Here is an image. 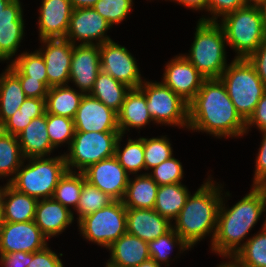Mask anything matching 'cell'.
I'll list each match as a JSON object with an SVG mask.
<instances>
[{
    "label": "cell",
    "mask_w": 266,
    "mask_h": 267,
    "mask_svg": "<svg viewBox=\"0 0 266 267\" xmlns=\"http://www.w3.org/2000/svg\"><path fill=\"white\" fill-rule=\"evenodd\" d=\"M223 199L224 196L211 250L228 259L244 246L242 241L260 220L262 213L266 212V195L260 186H251L250 192L229 209Z\"/></svg>",
    "instance_id": "2"
},
{
    "label": "cell",
    "mask_w": 266,
    "mask_h": 267,
    "mask_svg": "<svg viewBox=\"0 0 266 267\" xmlns=\"http://www.w3.org/2000/svg\"><path fill=\"white\" fill-rule=\"evenodd\" d=\"M24 158L48 157L55 149L47 129V113L32 121L17 135ZM49 154V155H48Z\"/></svg>",
    "instance_id": "24"
},
{
    "label": "cell",
    "mask_w": 266,
    "mask_h": 267,
    "mask_svg": "<svg viewBox=\"0 0 266 267\" xmlns=\"http://www.w3.org/2000/svg\"><path fill=\"white\" fill-rule=\"evenodd\" d=\"M107 267H136L150 259L148 243L128 233L120 236L109 248Z\"/></svg>",
    "instance_id": "23"
},
{
    "label": "cell",
    "mask_w": 266,
    "mask_h": 267,
    "mask_svg": "<svg viewBox=\"0 0 266 267\" xmlns=\"http://www.w3.org/2000/svg\"><path fill=\"white\" fill-rule=\"evenodd\" d=\"M130 89V87L117 81L108 73L100 70L90 95L118 113Z\"/></svg>",
    "instance_id": "30"
},
{
    "label": "cell",
    "mask_w": 266,
    "mask_h": 267,
    "mask_svg": "<svg viewBox=\"0 0 266 267\" xmlns=\"http://www.w3.org/2000/svg\"><path fill=\"white\" fill-rule=\"evenodd\" d=\"M158 188L148 173L129 177L122 203L126 208L154 209Z\"/></svg>",
    "instance_id": "27"
},
{
    "label": "cell",
    "mask_w": 266,
    "mask_h": 267,
    "mask_svg": "<svg viewBox=\"0 0 266 267\" xmlns=\"http://www.w3.org/2000/svg\"><path fill=\"white\" fill-rule=\"evenodd\" d=\"M153 121L147 109L145 94L139 89L134 88L126 94L125 100L117 113V122L120 134H127L126 131L144 128Z\"/></svg>",
    "instance_id": "25"
},
{
    "label": "cell",
    "mask_w": 266,
    "mask_h": 267,
    "mask_svg": "<svg viewBox=\"0 0 266 267\" xmlns=\"http://www.w3.org/2000/svg\"><path fill=\"white\" fill-rule=\"evenodd\" d=\"M86 181L94 185L114 201H122L130 175L115 156L90 165L83 171Z\"/></svg>",
    "instance_id": "14"
},
{
    "label": "cell",
    "mask_w": 266,
    "mask_h": 267,
    "mask_svg": "<svg viewBox=\"0 0 266 267\" xmlns=\"http://www.w3.org/2000/svg\"><path fill=\"white\" fill-rule=\"evenodd\" d=\"M229 262L220 263L217 267H243L233 257H229Z\"/></svg>",
    "instance_id": "54"
},
{
    "label": "cell",
    "mask_w": 266,
    "mask_h": 267,
    "mask_svg": "<svg viewBox=\"0 0 266 267\" xmlns=\"http://www.w3.org/2000/svg\"><path fill=\"white\" fill-rule=\"evenodd\" d=\"M113 201L107 194L86 181L83 174L82 190L75 210L78 214L77 222L84 216L108 206Z\"/></svg>",
    "instance_id": "37"
},
{
    "label": "cell",
    "mask_w": 266,
    "mask_h": 267,
    "mask_svg": "<svg viewBox=\"0 0 266 267\" xmlns=\"http://www.w3.org/2000/svg\"><path fill=\"white\" fill-rule=\"evenodd\" d=\"M111 24L104 19L94 8L74 9L69 21V27L65 39L73 45L81 41V45H101L112 40L107 31Z\"/></svg>",
    "instance_id": "12"
},
{
    "label": "cell",
    "mask_w": 266,
    "mask_h": 267,
    "mask_svg": "<svg viewBox=\"0 0 266 267\" xmlns=\"http://www.w3.org/2000/svg\"><path fill=\"white\" fill-rule=\"evenodd\" d=\"M19 109L22 114L38 118L46 113L45 98L27 97Z\"/></svg>",
    "instance_id": "51"
},
{
    "label": "cell",
    "mask_w": 266,
    "mask_h": 267,
    "mask_svg": "<svg viewBox=\"0 0 266 267\" xmlns=\"http://www.w3.org/2000/svg\"><path fill=\"white\" fill-rule=\"evenodd\" d=\"M73 122L75 132H120L117 113L90 94H84Z\"/></svg>",
    "instance_id": "16"
},
{
    "label": "cell",
    "mask_w": 266,
    "mask_h": 267,
    "mask_svg": "<svg viewBox=\"0 0 266 267\" xmlns=\"http://www.w3.org/2000/svg\"><path fill=\"white\" fill-rule=\"evenodd\" d=\"M47 240L34 221L0 224V254L21 251L33 253L46 247Z\"/></svg>",
    "instance_id": "13"
},
{
    "label": "cell",
    "mask_w": 266,
    "mask_h": 267,
    "mask_svg": "<svg viewBox=\"0 0 266 267\" xmlns=\"http://www.w3.org/2000/svg\"><path fill=\"white\" fill-rule=\"evenodd\" d=\"M60 256H63V254L57 255L47 245L43 249L32 253V260L28 267H64Z\"/></svg>",
    "instance_id": "45"
},
{
    "label": "cell",
    "mask_w": 266,
    "mask_h": 267,
    "mask_svg": "<svg viewBox=\"0 0 266 267\" xmlns=\"http://www.w3.org/2000/svg\"><path fill=\"white\" fill-rule=\"evenodd\" d=\"M142 140L144 142L145 171L153 169L173 156V149L166 135L149 139L142 137Z\"/></svg>",
    "instance_id": "39"
},
{
    "label": "cell",
    "mask_w": 266,
    "mask_h": 267,
    "mask_svg": "<svg viewBox=\"0 0 266 267\" xmlns=\"http://www.w3.org/2000/svg\"><path fill=\"white\" fill-rule=\"evenodd\" d=\"M205 79L184 55L179 54L167 62L162 82L189 103Z\"/></svg>",
    "instance_id": "15"
},
{
    "label": "cell",
    "mask_w": 266,
    "mask_h": 267,
    "mask_svg": "<svg viewBox=\"0 0 266 267\" xmlns=\"http://www.w3.org/2000/svg\"><path fill=\"white\" fill-rule=\"evenodd\" d=\"M262 140L256 157L252 186H261L266 181V130L261 131Z\"/></svg>",
    "instance_id": "46"
},
{
    "label": "cell",
    "mask_w": 266,
    "mask_h": 267,
    "mask_svg": "<svg viewBox=\"0 0 266 267\" xmlns=\"http://www.w3.org/2000/svg\"><path fill=\"white\" fill-rule=\"evenodd\" d=\"M5 186L6 184L3 187L0 186V222H2V206H3V196L5 193Z\"/></svg>",
    "instance_id": "57"
},
{
    "label": "cell",
    "mask_w": 266,
    "mask_h": 267,
    "mask_svg": "<svg viewBox=\"0 0 266 267\" xmlns=\"http://www.w3.org/2000/svg\"><path fill=\"white\" fill-rule=\"evenodd\" d=\"M136 267H161V265L157 264L153 259L150 258Z\"/></svg>",
    "instance_id": "55"
},
{
    "label": "cell",
    "mask_w": 266,
    "mask_h": 267,
    "mask_svg": "<svg viewBox=\"0 0 266 267\" xmlns=\"http://www.w3.org/2000/svg\"><path fill=\"white\" fill-rule=\"evenodd\" d=\"M133 5V0H99L93 8L113 27L128 16Z\"/></svg>",
    "instance_id": "41"
},
{
    "label": "cell",
    "mask_w": 266,
    "mask_h": 267,
    "mask_svg": "<svg viewBox=\"0 0 266 267\" xmlns=\"http://www.w3.org/2000/svg\"><path fill=\"white\" fill-rule=\"evenodd\" d=\"M261 10L263 13L264 28H265V32H266V2L261 6Z\"/></svg>",
    "instance_id": "59"
},
{
    "label": "cell",
    "mask_w": 266,
    "mask_h": 267,
    "mask_svg": "<svg viewBox=\"0 0 266 267\" xmlns=\"http://www.w3.org/2000/svg\"><path fill=\"white\" fill-rule=\"evenodd\" d=\"M189 195L188 188L182 183L159 186L154 210L173 221L178 217Z\"/></svg>",
    "instance_id": "31"
},
{
    "label": "cell",
    "mask_w": 266,
    "mask_h": 267,
    "mask_svg": "<svg viewBox=\"0 0 266 267\" xmlns=\"http://www.w3.org/2000/svg\"><path fill=\"white\" fill-rule=\"evenodd\" d=\"M260 187L263 189L266 195V181Z\"/></svg>",
    "instance_id": "60"
},
{
    "label": "cell",
    "mask_w": 266,
    "mask_h": 267,
    "mask_svg": "<svg viewBox=\"0 0 266 267\" xmlns=\"http://www.w3.org/2000/svg\"><path fill=\"white\" fill-rule=\"evenodd\" d=\"M243 243L233 258L243 267H266V218L262 229Z\"/></svg>",
    "instance_id": "33"
},
{
    "label": "cell",
    "mask_w": 266,
    "mask_h": 267,
    "mask_svg": "<svg viewBox=\"0 0 266 267\" xmlns=\"http://www.w3.org/2000/svg\"><path fill=\"white\" fill-rule=\"evenodd\" d=\"M7 67L19 78L26 97L46 98L48 88L41 81L24 76L11 62Z\"/></svg>",
    "instance_id": "44"
},
{
    "label": "cell",
    "mask_w": 266,
    "mask_h": 267,
    "mask_svg": "<svg viewBox=\"0 0 266 267\" xmlns=\"http://www.w3.org/2000/svg\"><path fill=\"white\" fill-rule=\"evenodd\" d=\"M246 5H251V6H259L261 7L266 0H244Z\"/></svg>",
    "instance_id": "56"
},
{
    "label": "cell",
    "mask_w": 266,
    "mask_h": 267,
    "mask_svg": "<svg viewBox=\"0 0 266 267\" xmlns=\"http://www.w3.org/2000/svg\"><path fill=\"white\" fill-rule=\"evenodd\" d=\"M83 96L69 85L51 87L45 98L46 113L73 119Z\"/></svg>",
    "instance_id": "29"
},
{
    "label": "cell",
    "mask_w": 266,
    "mask_h": 267,
    "mask_svg": "<svg viewBox=\"0 0 266 267\" xmlns=\"http://www.w3.org/2000/svg\"><path fill=\"white\" fill-rule=\"evenodd\" d=\"M32 260V253L11 252L0 254V264L2 267H28Z\"/></svg>",
    "instance_id": "50"
},
{
    "label": "cell",
    "mask_w": 266,
    "mask_h": 267,
    "mask_svg": "<svg viewBox=\"0 0 266 267\" xmlns=\"http://www.w3.org/2000/svg\"><path fill=\"white\" fill-rule=\"evenodd\" d=\"M74 9L78 8H93L99 0H69Z\"/></svg>",
    "instance_id": "53"
},
{
    "label": "cell",
    "mask_w": 266,
    "mask_h": 267,
    "mask_svg": "<svg viewBox=\"0 0 266 267\" xmlns=\"http://www.w3.org/2000/svg\"><path fill=\"white\" fill-rule=\"evenodd\" d=\"M188 129L207 132L220 139L246 134V121L236 111L219 78L205 79L189 102Z\"/></svg>",
    "instance_id": "1"
},
{
    "label": "cell",
    "mask_w": 266,
    "mask_h": 267,
    "mask_svg": "<svg viewBox=\"0 0 266 267\" xmlns=\"http://www.w3.org/2000/svg\"><path fill=\"white\" fill-rule=\"evenodd\" d=\"M74 221V212L53 198L37 201L34 222L48 238L63 233Z\"/></svg>",
    "instance_id": "22"
},
{
    "label": "cell",
    "mask_w": 266,
    "mask_h": 267,
    "mask_svg": "<svg viewBox=\"0 0 266 267\" xmlns=\"http://www.w3.org/2000/svg\"><path fill=\"white\" fill-rule=\"evenodd\" d=\"M37 199L19 192L6 183L3 196L2 222L34 221Z\"/></svg>",
    "instance_id": "26"
},
{
    "label": "cell",
    "mask_w": 266,
    "mask_h": 267,
    "mask_svg": "<svg viewBox=\"0 0 266 267\" xmlns=\"http://www.w3.org/2000/svg\"><path fill=\"white\" fill-rule=\"evenodd\" d=\"M101 70L99 45H73L69 82L84 94H90Z\"/></svg>",
    "instance_id": "18"
},
{
    "label": "cell",
    "mask_w": 266,
    "mask_h": 267,
    "mask_svg": "<svg viewBox=\"0 0 266 267\" xmlns=\"http://www.w3.org/2000/svg\"><path fill=\"white\" fill-rule=\"evenodd\" d=\"M24 159L17 136L5 133L0 129V178L10 176L7 181L9 183Z\"/></svg>",
    "instance_id": "32"
},
{
    "label": "cell",
    "mask_w": 266,
    "mask_h": 267,
    "mask_svg": "<svg viewBox=\"0 0 266 267\" xmlns=\"http://www.w3.org/2000/svg\"><path fill=\"white\" fill-rule=\"evenodd\" d=\"M42 48L37 50L46 64L48 89L68 85L73 44L65 38L41 39Z\"/></svg>",
    "instance_id": "17"
},
{
    "label": "cell",
    "mask_w": 266,
    "mask_h": 267,
    "mask_svg": "<svg viewBox=\"0 0 266 267\" xmlns=\"http://www.w3.org/2000/svg\"><path fill=\"white\" fill-rule=\"evenodd\" d=\"M39 8V40L65 38L73 8L69 0H42Z\"/></svg>",
    "instance_id": "20"
},
{
    "label": "cell",
    "mask_w": 266,
    "mask_h": 267,
    "mask_svg": "<svg viewBox=\"0 0 266 267\" xmlns=\"http://www.w3.org/2000/svg\"><path fill=\"white\" fill-rule=\"evenodd\" d=\"M174 1L178 2L177 4L186 6L187 8L192 10L208 11L209 0H173V2Z\"/></svg>",
    "instance_id": "52"
},
{
    "label": "cell",
    "mask_w": 266,
    "mask_h": 267,
    "mask_svg": "<svg viewBox=\"0 0 266 267\" xmlns=\"http://www.w3.org/2000/svg\"><path fill=\"white\" fill-rule=\"evenodd\" d=\"M26 98L19 78L6 67L0 75V127L20 108Z\"/></svg>",
    "instance_id": "28"
},
{
    "label": "cell",
    "mask_w": 266,
    "mask_h": 267,
    "mask_svg": "<svg viewBox=\"0 0 266 267\" xmlns=\"http://www.w3.org/2000/svg\"><path fill=\"white\" fill-rule=\"evenodd\" d=\"M28 160V164L24 165ZM64 154L55 157H33L24 159L9 184L31 197L52 198L60 178L66 173Z\"/></svg>",
    "instance_id": "5"
},
{
    "label": "cell",
    "mask_w": 266,
    "mask_h": 267,
    "mask_svg": "<svg viewBox=\"0 0 266 267\" xmlns=\"http://www.w3.org/2000/svg\"><path fill=\"white\" fill-rule=\"evenodd\" d=\"M183 172L182 163L172 156L154 167L148 174L159 186H162L181 183Z\"/></svg>",
    "instance_id": "42"
},
{
    "label": "cell",
    "mask_w": 266,
    "mask_h": 267,
    "mask_svg": "<svg viewBox=\"0 0 266 267\" xmlns=\"http://www.w3.org/2000/svg\"><path fill=\"white\" fill-rule=\"evenodd\" d=\"M261 81L266 85V39L248 58Z\"/></svg>",
    "instance_id": "49"
},
{
    "label": "cell",
    "mask_w": 266,
    "mask_h": 267,
    "mask_svg": "<svg viewBox=\"0 0 266 267\" xmlns=\"http://www.w3.org/2000/svg\"><path fill=\"white\" fill-rule=\"evenodd\" d=\"M219 79L223 82L236 111L246 121L265 94L266 85L245 58H234Z\"/></svg>",
    "instance_id": "7"
},
{
    "label": "cell",
    "mask_w": 266,
    "mask_h": 267,
    "mask_svg": "<svg viewBox=\"0 0 266 267\" xmlns=\"http://www.w3.org/2000/svg\"><path fill=\"white\" fill-rule=\"evenodd\" d=\"M146 97L153 123L188 129V102L161 82L146 81L138 87Z\"/></svg>",
    "instance_id": "10"
},
{
    "label": "cell",
    "mask_w": 266,
    "mask_h": 267,
    "mask_svg": "<svg viewBox=\"0 0 266 267\" xmlns=\"http://www.w3.org/2000/svg\"><path fill=\"white\" fill-rule=\"evenodd\" d=\"M23 9L20 0H12L0 15V62L11 60L25 35ZM16 53V54H15Z\"/></svg>",
    "instance_id": "19"
},
{
    "label": "cell",
    "mask_w": 266,
    "mask_h": 267,
    "mask_svg": "<svg viewBox=\"0 0 266 267\" xmlns=\"http://www.w3.org/2000/svg\"><path fill=\"white\" fill-rule=\"evenodd\" d=\"M208 177L193 195L190 193L173 225L174 231L190 248L210 233L212 244L216 232L223 186Z\"/></svg>",
    "instance_id": "3"
},
{
    "label": "cell",
    "mask_w": 266,
    "mask_h": 267,
    "mask_svg": "<svg viewBox=\"0 0 266 267\" xmlns=\"http://www.w3.org/2000/svg\"><path fill=\"white\" fill-rule=\"evenodd\" d=\"M77 223L84 239L108 249L120 236L127 233L126 207L122 201H113L84 216Z\"/></svg>",
    "instance_id": "9"
},
{
    "label": "cell",
    "mask_w": 266,
    "mask_h": 267,
    "mask_svg": "<svg viewBox=\"0 0 266 267\" xmlns=\"http://www.w3.org/2000/svg\"><path fill=\"white\" fill-rule=\"evenodd\" d=\"M127 233L149 243L169 232L172 221L154 209L126 208Z\"/></svg>",
    "instance_id": "21"
},
{
    "label": "cell",
    "mask_w": 266,
    "mask_h": 267,
    "mask_svg": "<svg viewBox=\"0 0 266 267\" xmlns=\"http://www.w3.org/2000/svg\"><path fill=\"white\" fill-rule=\"evenodd\" d=\"M175 245L179 246V253H183L184 251L191 249L188 244L172 228L166 234L159 236L157 239L152 240L148 243L150 258L161 266L162 264L169 266V255L175 248Z\"/></svg>",
    "instance_id": "36"
},
{
    "label": "cell",
    "mask_w": 266,
    "mask_h": 267,
    "mask_svg": "<svg viewBox=\"0 0 266 267\" xmlns=\"http://www.w3.org/2000/svg\"><path fill=\"white\" fill-rule=\"evenodd\" d=\"M246 6L244 0H209L208 12L211 14L209 17H201L200 19L206 21H218L219 18H223L228 13H231L241 7Z\"/></svg>",
    "instance_id": "43"
},
{
    "label": "cell",
    "mask_w": 266,
    "mask_h": 267,
    "mask_svg": "<svg viewBox=\"0 0 266 267\" xmlns=\"http://www.w3.org/2000/svg\"><path fill=\"white\" fill-rule=\"evenodd\" d=\"M227 45L235 50L234 58L247 59L266 39L261 7L246 5L218 20Z\"/></svg>",
    "instance_id": "6"
},
{
    "label": "cell",
    "mask_w": 266,
    "mask_h": 267,
    "mask_svg": "<svg viewBox=\"0 0 266 267\" xmlns=\"http://www.w3.org/2000/svg\"><path fill=\"white\" fill-rule=\"evenodd\" d=\"M259 131L266 130V92L259 100L251 116L246 120V134L249 129L255 126Z\"/></svg>",
    "instance_id": "48"
},
{
    "label": "cell",
    "mask_w": 266,
    "mask_h": 267,
    "mask_svg": "<svg viewBox=\"0 0 266 267\" xmlns=\"http://www.w3.org/2000/svg\"><path fill=\"white\" fill-rule=\"evenodd\" d=\"M33 115H25L20 113L18 109L1 127L0 129L8 134L17 136L32 121Z\"/></svg>",
    "instance_id": "47"
},
{
    "label": "cell",
    "mask_w": 266,
    "mask_h": 267,
    "mask_svg": "<svg viewBox=\"0 0 266 267\" xmlns=\"http://www.w3.org/2000/svg\"><path fill=\"white\" fill-rule=\"evenodd\" d=\"M120 132H75L64 153L68 171H85L90 165L115 156V148Z\"/></svg>",
    "instance_id": "8"
},
{
    "label": "cell",
    "mask_w": 266,
    "mask_h": 267,
    "mask_svg": "<svg viewBox=\"0 0 266 267\" xmlns=\"http://www.w3.org/2000/svg\"><path fill=\"white\" fill-rule=\"evenodd\" d=\"M12 0H0V15L4 8L11 2Z\"/></svg>",
    "instance_id": "58"
},
{
    "label": "cell",
    "mask_w": 266,
    "mask_h": 267,
    "mask_svg": "<svg viewBox=\"0 0 266 267\" xmlns=\"http://www.w3.org/2000/svg\"><path fill=\"white\" fill-rule=\"evenodd\" d=\"M194 41L184 56L206 78H220L227 68L226 36L219 21L199 19Z\"/></svg>",
    "instance_id": "4"
},
{
    "label": "cell",
    "mask_w": 266,
    "mask_h": 267,
    "mask_svg": "<svg viewBox=\"0 0 266 267\" xmlns=\"http://www.w3.org/2000/svg\"><path fill=\"white\" fill-rule=\"evenodd\" d=\"M11 63L24 75L41 81L48 88V76L43 56L36 50L23 52L13 58Z\"/></svg>",
    "instance_id": "38"
},
{
    "label": "cell",
    "mask_w": 266,
    "mask_h": 267,
    "mask_svg": "<svg viewBox=\"0 0 266 267\" xmlns=\"http://www.w3.org/2000/svg\"><path fill=\"white\" fill-rule=\"evenodd\" d=\"M124 137L120 134L115 148V157L117 158L120 165L130 175H138L139 171L145 170V154H144V142L142 137L138 139H131L129 137L127 144L122 149L121 141Z\"/></svg>",
    "instance_id": "34"
},
{
    "label": "cell",
    "mask_w": 266,
    "mask_h": 267,
    "mask_svg": "<svg viewBox=\"0 0 266 267\" xmlns=\"http://www.w3.org/2000/svg\"><path fill=\"white\" fill-rule=\"evenodd\" d=\"M82 185L83 172H72L67 170L55 187L52 198L55 201L60 202L69 210L73 207V210L75 211L79 203Z\"/></svg>",
    "instance_id": "35"
},
{
    "label": "cell",
    "mask_w": 266,
    "mask_h": 267,
    "mask_svg": "<svg viewBox=\"0 0 266 267\" xmlns=\"http://www.w3.org/2000/svg\"><path fill=\"white\" fill-rule=\"evenodd\" d=\"M101 70L131 89L138 88L144 80L137 61L128 49L113 40L99 45Z\"/></svg>",
    "instance_id": "11"
},
{
    "label": "cell",
    "mask_w": 266,
    "mask_h": 267,
    "mask_svg": "<svg viewBox=\"0 0 266 267\" xmlns=\"http://www.w3.org/2000/svg\"><path fill=\"white\" fill-rule=\"evenodd\" d=\"M47 129L51 145L54 148L68 144V148L75 134L73 119L47 113Z\"/></svg>",
    "instance_id": "40"
}]
</instances>
